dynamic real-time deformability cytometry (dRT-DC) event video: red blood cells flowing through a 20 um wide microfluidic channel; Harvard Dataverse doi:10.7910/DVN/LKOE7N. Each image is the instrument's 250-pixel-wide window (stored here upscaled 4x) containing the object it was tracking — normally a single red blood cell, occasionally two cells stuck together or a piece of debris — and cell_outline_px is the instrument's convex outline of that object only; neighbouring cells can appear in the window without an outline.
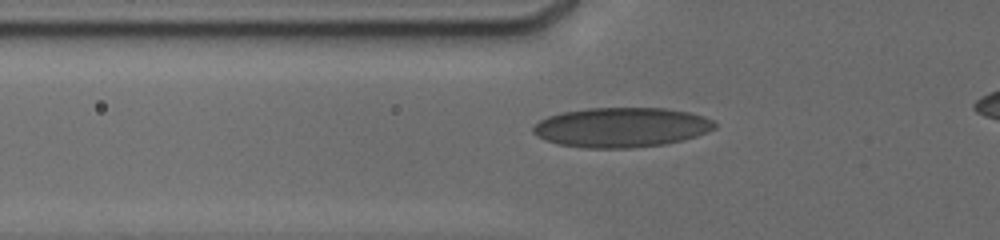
{"species": "human", "species_latin": "Homo sapiens", "temperature_condition": "cold", "stored_images_in_passage": 4, "camera_frame_rate_fps": 3000, "um_per_image_px": 0.085, "donor": {"sex": "male"}, "frame": {"image": 1, "passage_image": 2, "time_ms": 0.667, "image_size_px": [1000, 240], "cell_outline_px": [[716, 128], [696, 136], [684, 140], [664, 144], [628, 148], [588, 148], [560, 144], [548, 140], [532, 132], [532, 128], [540, 120], [548, 116], [560, 112], [588, 108], [664, 108], [688, 112], [704, 116], [712, 120], [716, 124]], "centroid_in_image_um": [52.84, 10.81], "position_along_channel_um": 73.0, "area_um2": 41.85}}